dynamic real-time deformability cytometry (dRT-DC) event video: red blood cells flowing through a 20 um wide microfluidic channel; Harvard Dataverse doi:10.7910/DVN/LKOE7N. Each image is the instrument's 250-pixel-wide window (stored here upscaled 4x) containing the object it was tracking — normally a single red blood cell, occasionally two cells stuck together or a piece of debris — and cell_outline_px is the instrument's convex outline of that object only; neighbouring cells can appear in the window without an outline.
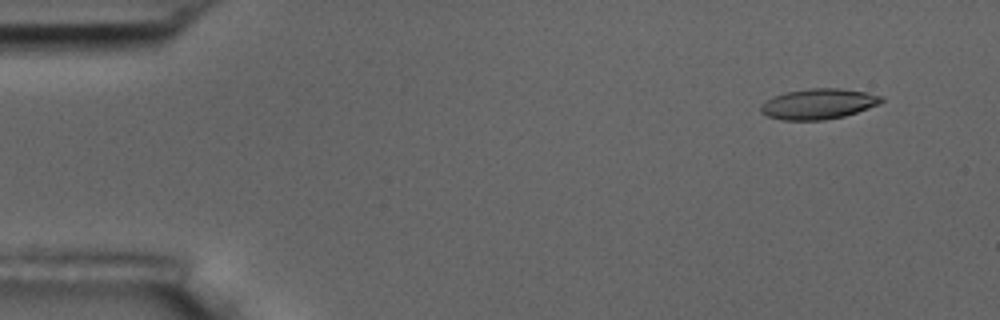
{"species": "common noctule bat (a hibernating species)", "species_latin": "Nyctalus noctula", "temperature_condition": "room temperature", "stored_images_in_passage": 5, "camera_frame_rate_fps": 3000, "um_per_image_px": 0.085, "animal": {"sex": "male", "body_mass_g": 17.5, "forearm_length_mm": 52.3}, "frame": {"image": 1, "passage_image": 2, "time_ms": 1.0, "image_size_px": [1000, 320], "cell_outline_px": [[884, 100], [880, 104], [844, 116], [824, 120], [780, 120], [768, 116], [760, 112], [760, 104], [772, 96], [784, 92], [808, 88], [840, 88], [868, 92], [880, 96]], "centroid_in_image_um": [69.53, 8.82], "position_along_channel_um": 15.5, "area_um2": 21.62}}
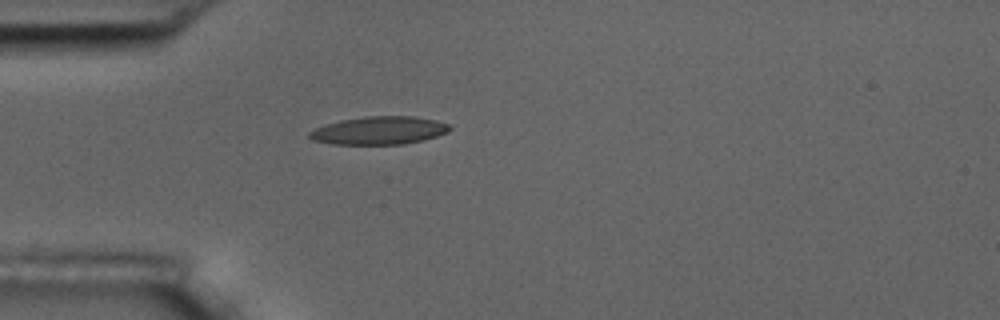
{"frame": {"image": 2, "passage_image": 5, "time_ms": 4.667, "image_size_px": [1000, 320], "cell_outline_px": [[452, 128], [448, 132], [424, 140], [404, 144], [332, 144], [312, 140], [308, 136], [308, 132], [324, 124], [340, 120], [364, 116], [416, 116], [436, 120], [448, 124]], "centroid_in_image_um": [32.22, 11.08], "position_along_channel_um": 52.8, "area_um2": 23.06}}